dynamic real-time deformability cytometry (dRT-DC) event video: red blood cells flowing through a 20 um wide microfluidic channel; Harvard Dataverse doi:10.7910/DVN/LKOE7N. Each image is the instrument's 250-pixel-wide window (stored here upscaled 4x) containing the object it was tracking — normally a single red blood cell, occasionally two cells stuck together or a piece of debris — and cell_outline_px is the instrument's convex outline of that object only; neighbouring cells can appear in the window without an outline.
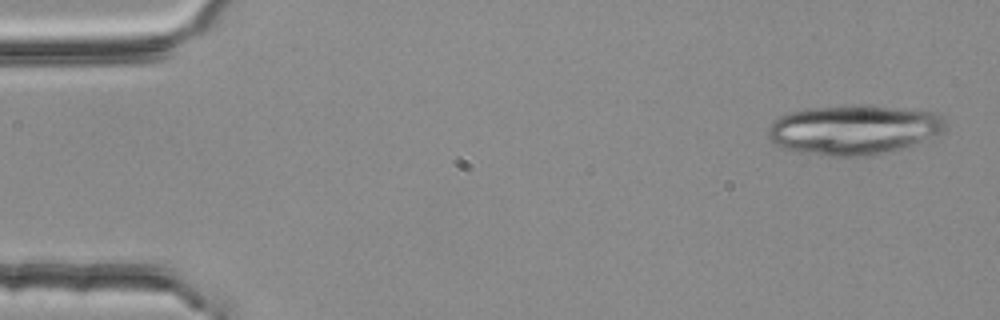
{"species": "common noctule bat (a hibernating species)", "species_latin": "Nyctalus noctula", "temperature_condition": "room temperature", "stored_images_in_passage": 3, "camera_frame_rate_fps": 3000, "um_per_image_px": 0.085, "animal": {"sex": "female", "body_mass_g": 25.1}, "frame": {"image": 1, "passage_image": 1, "time_ms": 0.0, "image_size_px": [1000, 320], "cell_outline_px": [[944, 132], [912, 148], [872, 156], [828, 156], [800, 152], [780, 148], [768, 136], [768, 128], [772, 120], [788, 112], [812, 108], [856, 104], [868, 104], [940, 112], [944, 120]], "centroid_in_image_um": [72.65, 11.03], "position_along_channel_um": 12.3, "area_um2": 52.71}}